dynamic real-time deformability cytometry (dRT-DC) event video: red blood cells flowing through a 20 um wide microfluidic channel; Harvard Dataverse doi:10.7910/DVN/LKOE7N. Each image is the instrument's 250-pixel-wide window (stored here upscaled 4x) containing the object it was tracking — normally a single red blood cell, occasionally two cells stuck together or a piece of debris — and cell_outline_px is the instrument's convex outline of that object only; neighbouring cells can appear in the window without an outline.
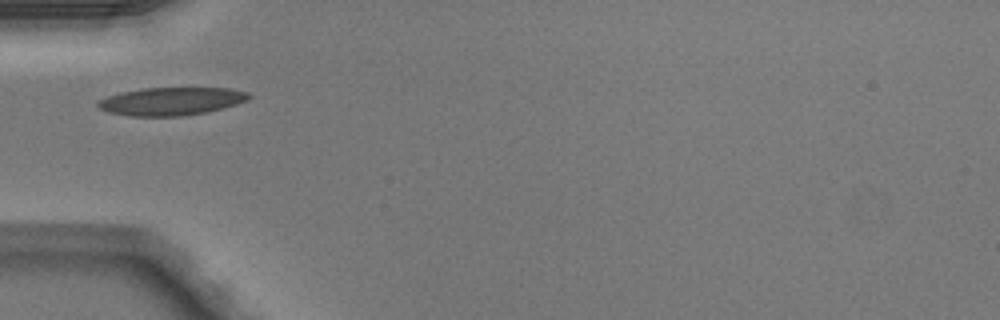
{"species": "Egyptian fruit bat (a non-hibernating species)", "species_latin": "Rousettus aegyptiacus", "temperature_condition": "warm", "stored_images_in_passage": 30, "camera_frame_rate_fps": 3000, "um_per_image_px": 0.085, "animal": {"sex": "male"}, "frame": {"image": 1, "passage_image": 1, "time_ms": 0.0, "image_size_px": [1000, 320], "cell_outline_px": [[252, 96], [248, 100], [236, 104], [204, 112], [180, 116], [132, 116], [108, 112], [100, 108], [96, 104], [100, 100], [108, 96], [120, 92], [144, 88], [228, 88], [248, 92]], "centroid_in_image_um": [14.55, 8.6], "position_along_channel_um": 70.4, "area_um2": 24.33}}
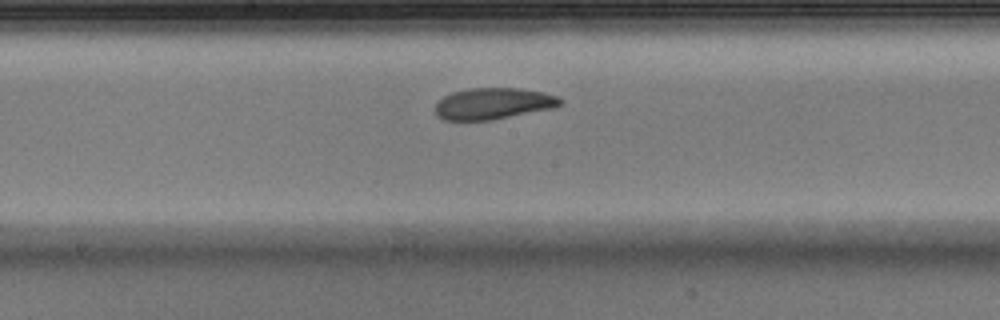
{"frame": {"image": 2, "passage_image": 11, "time_ms": 3.333, "image_size_px": [1000, 320], "cell_outline_px": [[564, 100], [560, 104], [552, 108], [492, 120], [444, 120], [436, 116], [436, 104], [444, 96], [452, 92], [468, 88], [520, 88], [544, 92], [556, 96]], "centroid_in_image_um": [41.91, 8.8], "position_along_channel_um": 206.3, "area_um2": 22.83}}
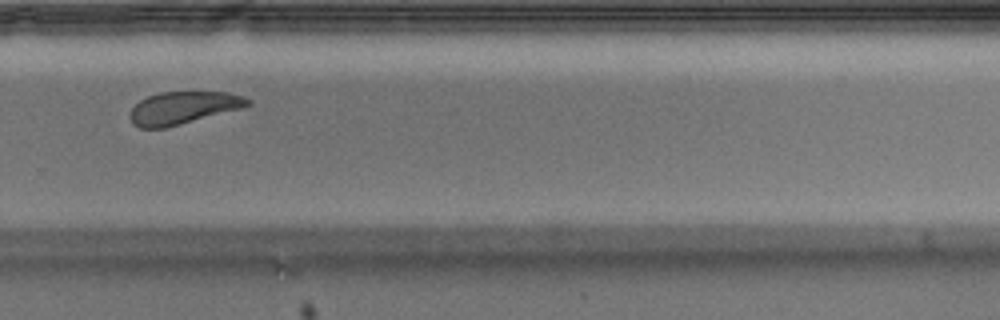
{"frame": {"image": 3, "passage_image": 19, "time_ms": 6.0, "image_size_px": [1000, 320], "cell_outline_px": [[252, 104], [240, 108], [164, 128], [140, 128], [132, 124], [132, 108], [140, 100], [148, 96], [160, 92], [228, 92], [244, 96], [252, 100]], "centroid_in_image_um": [15.59, 9.15], "position_along_channel_um": 314.2, "area_um2": 21.91}, "authors_computed_cell_mechanics": {"area_um2": 23.8714, "velocity_mm_per_s": 4.056, "shape_relaxation_time_tau1_ms": 2.6204, "shape_relaxation_time_tau2_ms": 2.8825, "deformation_change_tau1": 0.096, "deformation_change_tau2": 0.0984}}